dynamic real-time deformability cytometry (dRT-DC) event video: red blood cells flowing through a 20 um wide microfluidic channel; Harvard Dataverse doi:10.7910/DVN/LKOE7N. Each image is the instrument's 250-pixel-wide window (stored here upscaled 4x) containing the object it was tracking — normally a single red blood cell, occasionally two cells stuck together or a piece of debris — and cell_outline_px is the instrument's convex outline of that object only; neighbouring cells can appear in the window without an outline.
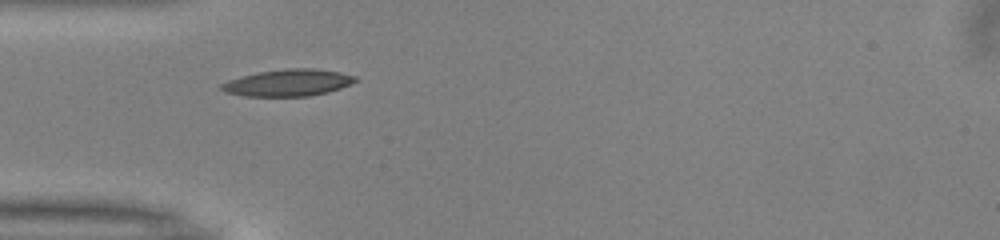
{"species": "common noctule bat (a hibernating species)", "species_latin": "Nyctalus noctula", "temperature_condition": "warm", "stored_images_in_passage": 25, "camera_frame_rate_fps": 3000, "um_per_image_px": 0.085, "animal": {"sex": "male", "body_mass_g": 13.0, "forearm_length_mm": 53.1}, "frame": {"image": 1, "passage_image": 1, "time_ms": 0.0, "image_size_px": [1000, 240], "cell_outline_px": [[356, 80], [340, 88], [328, 92], [308, 96], [244, 96], [224, 92], [220, 88], [220, 84], [228, 80], [240, 76], [256, 72], [284, 68], [312, 68], [340, 72], [356, 76]], "centroid_in_image_um": [24.43, 7.02], "position_along_channel_um": 60.6, "area_um2": 20.98}}
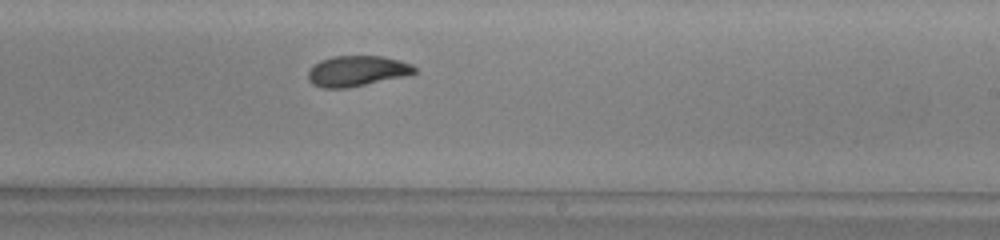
{"frame": {"image": 2, "passage_image": 16, "time_ms": 5.0, "image_size_px": [1000, 240], "cell_outline_px": [[416, 72], [404, 76], [348, 88], [324, 88], [312, 84], [308, 80], [308, 72], [312, 64], [320, 60], [332, 56], [384, 56], [400, 60], [412, 64], [416, 68]], "centroid_in_image_um": [30.31, 6.03], "position_along_channel_um": 258.7, "area_um2": 19.07}}
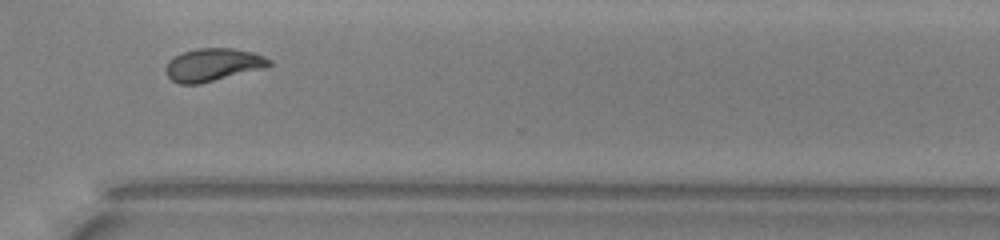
{"frame": {"image": 3, "passage_image": 23, "time_ms": 7.333, "image_size_px": [1000, 240], "cell_outline_px": [[272, 64], [264, 68], [200, 84], [180, 84], [172, 80], [164, 72], [168, 60], [184, 52], [196, 48], [232, 48], [252, 52], [264, 56], [272, 60]], "centroid_in_image_um": [18.1, 5.51], "position_along_channel_um": 352.5, "area_um2": 19.77}, "authors_computed_cell_mechanics": {"area_um2": 19.363, "velocity_mm_per_s": 4.0065, "shape_relaxation_time_tau1_ms": 4.3929, "shape_relaxation_time_tau2_ms": 2.1833, "deformation_change_tau1": 0.1666, "deformation_change_tau2": 0.0774}}